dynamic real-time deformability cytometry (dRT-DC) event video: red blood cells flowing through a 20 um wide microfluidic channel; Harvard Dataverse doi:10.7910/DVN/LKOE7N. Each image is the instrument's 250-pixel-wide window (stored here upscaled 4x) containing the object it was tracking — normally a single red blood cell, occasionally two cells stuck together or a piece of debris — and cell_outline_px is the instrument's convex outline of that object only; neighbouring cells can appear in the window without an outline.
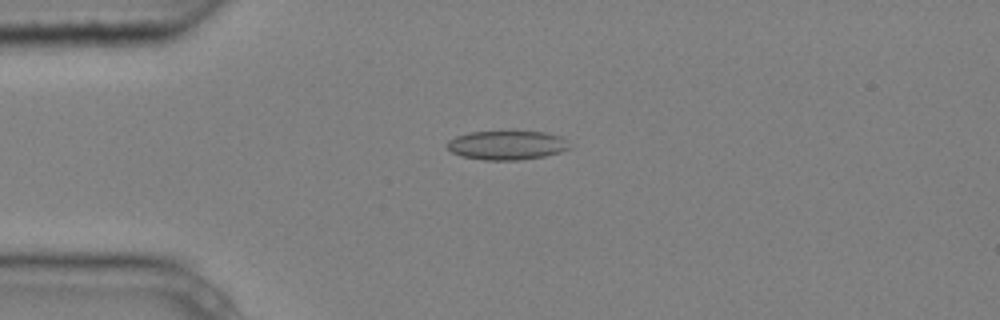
{"species": "common noctule bat (a hibernating species)", "species_latin": "Nyctalus noctula", "temperature_condition": "cold", "stored_images_in_passage": 5, "camera_frame_rate_fps": 3000, "um_per_image_px": 0.085, "animal": {"sex": "male", "body_mass_g": 20.4}, "frame": {"image": 1, "passage_image": 5, "time_ms": 1.333, "image_size_px": [1000, 320], "cell_outline_px": [[568, 148], [560, 152], [544, 156], [520, 160], [484, 160], [460, 156], [452, 152], [448, 148], [448, 140], [456, 136], [468, 132], [512, 128], [544, 132], [560, 136], [564, 140]], "centroid_in_image_um": [43.03, 12.29], "position_along_channel_um": 42.0, "area_um2": 21.5}}